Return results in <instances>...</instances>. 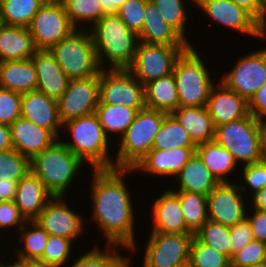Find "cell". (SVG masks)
<instances>
[{"instance_id": "1", "label": "cell", "mask_w": 266, "mask_h": 267, "mask_svg": "<svg viewBox=\"0 0 266 267\" xmlns=\"http://www.w3.org/2000/svg\"><path fill=\"white\" fill-rule=\"evenodd\" d=\"M132 169L93 170L91 195L92 219L101 229L106 244H117L133 252L137 249L135 239V210L131 193L124 180Z\"/></svg>"}, {"instance_id": "2", "label": "cell", "mask_w": 266, "mask_h": 267, "mask_svg": "<svg viewBox=\"0 0 266 267\" xmlns=\"http://www.w3.org/2000/svg\"><path fill=\"white\" fill-rule=\"evenodd\" d=\"M89 30L101 69H127L132 64L139 37L115 13L105 14Z\"/></svg>"}, {"instance_id": "3", "label": "cell", "mask_w": 266, "mask_h": 267, "mask_svg": "<svg viewBox=\"0 0 266 267\" xmlns=\"http://www.w3.org/2000/svg\"><path fill=\"white\" fill-rule=\"evenodd\" d=\"M62 127L72 137L71 142L62 143L78 156L85 164H90L93 170L113 169L114 157L109 155V137L105 134L96 113L69 120Z\"/></svg>"}, {"instance_id": "4", "label": "cell", "mask_w": 266, "mask_h": 267, "mask_svg": "<svg viewBox=\"0 0 266 267\" xmlns=\"http://www.w3.org/2000/svg\"><path fill=\"white\" fill-rule=\"evenodd\" d=\"M85 164L58 139L30 160V170L53 196L65 197L67 189ZM70 185V186H69Z\"/></svg>"}, {"instance_id": "5", "label": "cell", "mask_w": 266, "mask_h": 267, "mask_svg": "<svg viewBox=\"0 0 266 267\" xmlns=\"http://www.w3.org/2000/svg\"><path fill=\"white\" fill-rule=\"evenodd\" d=\"M167 115L147 107L137 112L134 121L119 138L120 146L114 158L115 169H133L138 164L152 149L155 135Z\"/></svg>"}, {"instance_id": "6", "label": "cell", "mask_w": 266, "mask_h": 267, "mask_svg": "<svg viewBox=\"0 0 266 267\" xmlns=\"http://www.w3.org/2000/svg\"><path fill=\"white\" fill-rule=\"evenodd\" d=\"M196 50L190 45L174 65L172 74L177 85L179 107H205L215 85L205 61Z\"/></svg>"}, {"instance_id": "7", "label": "cell", "mask_w": 266, "mask_h": 267, "mask_svg": "<svg viewBox=\"0 0 266 267\" xmlns=\"http://www.w3.org/2000/svg\"><path fill=\"white\" fill-rule=\"evenodd\" d=\"M50 52L70 80L95 76L101 71L91 32L85 26L73 30Z\"/></svg>"}, {"instance_id": "8", "label": "cell", "mask_w": 266, "mask_h": 267, "mask_svg": "<svg viewBox=\"0 0 266 267\" xmlns=\"http://www.w3.org/2000/svg\"><path fill=\"white\" fill-rule=\"evenodd\" d=\"M214 141L228 149L238 165L243 166V164H252L262 160L256 119L251 114L242 119L216 126Z\"/></svg>"}, {"instance_id": "9", "label": "cell", "mask_w": 266, "mask_h": 267, "mask_svg": "<svg viewBox=\"0 0 266 267\" xmlns=\"http://www.w3.org/2000/svg\"><path fill=\"white\" fill-rule=\"evenodd\" d=\"M28 29L36 50H50L76 28L60 0H46Z\"/></svg>"}, {"instance_id": "10", "label": "cell", "mask_w": 266, "mask_h": 267, "mask_svg": "<svg viewBox=\"0 0 266 267\" xmlns=\"http://www.w3.org/2000/svg\"><path fill=\"white\" fill-rule=\"evenodd\" d=\"M188 47L146 44L139 41L133 62L127 69L145 85L172 74L177 58Z\"/></svg>"}, {"instance_id": "11", "label": "cell", "mask_w": 266, "mask_h": 267, "mask_svg": "<svg viewBox=\"0 0 266 267\" xmlns=\"http://www.w3.org/2000/svg\"><path fill=\"white\" fill-rule=\"evenodd\" d=\"M99 103L145 108L144 85L128 69H101Z\"/></svg>"}, {"instance_id": "12", "label": "cell", "mask_w": 266, "mask_h": 267, "mask_svg": "<svg viewBox=\"0 0 266 267\" xmlns=\"http://www.w3.org/2000/svg\"><path fill=\"white\" fill-rule=\"evenodd\" d=\"M150 233L143 267H176L189 260L193 233Z\"/></svg>"}, {"instance_id": "13", "label": "cell", "mask_w": 266, "mask_h": 267, "mask_svg": "<svg viewBox=\"0 0 266 267\" xmlns=\"http://www.w3.org/2000/svg\"><path fill=\"white\" fill-rule=\"evenodd\" d=\"M99 103V74L69 80L66 91L57 100L59 119L65 122L94 113Z\"/></svg>"}, {"instance_id": "14", "label": "cell", "mask_w": 266, "mask_h": 267, "mask_svg": "<svg viewBox=\"0 0 266 267\" xmlns=\"http://www.w3.org/2000/svg\"><path fill=\"white\" fill-rule=\"evenodd\" d=\"M221 82L247 101L266 82V48L240 56Z\"/></svg>"}, {"instance_id": "15", "label": "cell", "mask_w": 266, "mask_h": 267, "mask_svg": "<svg viewBox=\"0 0 266 267\" xmlns=\"http://www.w3.org/2000/svg\"><path fill=\"white\" fill-rule=\"evenodd\" d=\"M235 182L219 183L207 195L209 220L226 226H233L246 218L248 201Z\"/></svg>"}, {"instance_id": "16", "label": "cell", "mask_w": 266, "mask_h": 267, "mask_svg": "<svg viewBox=\"0 0 266 267\" xmlns=\"http://www.w3.org/2000/svg\"><path fill=\"white\" fill-rule=\"evenodd\" d=\"M63 196L52 197L45 205L39 216L34 220L49 235L77 239L85 230L82 214L68 207Z\"/></svg>"}, {"instance_id": "17", "label": "cell", "mask_w": 266, "mask_h": 267, "mask_svg": "<svg viewBox=\"0 0 266 267\" xmlns=\"http://www.w3.org/2000/svg\"><path fill=\"white\" fill-rule=\"evenodd\" d=\"M195 5L204 11L205 15L221 25L261 38L256 26V20L243 8H240L231 0H197Z\"/></svg>"}, {"instance_id": "18", "label": "cell", "mask_w": 266, "mask_h": 267, "mask_svg": "<svg viewBox=\"0 0 266 267\" xmlns=\"http://www.w3.org/2000/svg\"><path fill=\"white\" fill-rule=\"evenodd\" d=\"M21 117L49 130L57 139L61 138L62 123L59 119L57 100L38 90L22 94Z\"/></svg>"}, {"instance_id": "19", "label": "cell", "mask_w": 266, "mask_h": 267, "mask_svg": "<svg viewBox=\"0 0 266 267\" xmlns=\"http://www.w3.org/2000/svg\"><path fill=\"white\" fill-rule=\"evenodd\" d=\"M195 152L196 147L151 149L132 170L174 179Z\"/></svg>"}, {"instance_id": "20", "label": "cell", "mask_w": 266, "mask_h": 267, "mask_svg": "<svg viewBox=\"0 0 266 267\" xmlns=\"http://www.w3.org/2000/svg\"><path fill=\"white\" fill-rule=\"evenodd\" d=\"M206 107L215 127L242 119L249 114L248 101L228 89L221 81L212 87Z\"/></svg>"}, {"instance_id": "21", "label": "cell", "mask_w": 266, "mask_h": 267, "mask_svg": "<svg viewBox=\"0 0 266 267\" xmlns=\"http://www.w3.org/2000/svg\"><path fill=\"white\" fill-rule=\"evenodd\" d=\"M13 149L32 160L58 139L49 131L23 117L10 126Z\"/></svg>"}, {"instance_id": "22", "label": "cell", "mask_w": 266, "mask_h": 267, "mask_svg": "<svg viewBox=\"0 0 266 267\" xmlns=\"http://www.w3.org/2000/svg\"><path fill=\"white\" fill-rule=\"evenodd\" d=\"M153 225L151 232L192 233L186 226L178 195L173 189H167L155 199L152 205Z\"/></svg>"}, {"instance_id": "23", "label": "cell", "mask_w": 266, "mask_h": 267, "mask_svg": "<svg viewBox=\"0 0 266 267\" xmlns=\"http://www.w3.org/2000/svg\"><path fill=\"white\" fill-rule=\"evenodd\" d=\"M37 74L36 90L58 100L66 91L69 78L50 50H36L31 57Z\"/></svg>"}, {"instance_id": "24", "label": "cell", "mask_w": 266, "mask_h": 267, "mask_svg": "<svg viewBox=\"0 0 266 267\" xmlns=\"http://www.w3.org/2000/svg\"><path fill=\"white\" fill-rule=\"evenodd\" d=\"M139 41L146 44H157L167 46H190L171 25L162 17L158 8L151 0L146 2L144 21Z\"/></svg>"}, {"instance_id": "25", "label": "cell", "mask_w": 266, "mask_h": 267, "mask_svg": "<svg viewBox=\"0 0 266 267\" xmlns=\"http://www.w3.org/2000/svg\"><path fill=\"white\" fill-rule=\"evenodd\" d=\"M53 196L30 170L18 181L15 205L26 221L35 220Z\"/></svg>"}, {"instance_id": "26", "label": "cell", "mask_w": 266, "mask_h": 267, "mask_svg": "<svg viewBox=\"0 0 266 267\" xmlns=\"http://www.w3.org/2000/svg\"><path fill=\"white\" fill-rule=\"evenodd\" d=\"M35 51L28 27L0 25V62L30 59Z\"/></svg>"}, {"instance_id": "27", "label": "cell", "mask_w": 266, "mask_h": 267, "mask_svg": "<svg viewBox=\"0 0 266 267\" xmlns=\"http://www.w3.org/2000/svg\"><path fill=\"white\" fill-rule=\"evenodd\" d=\"M172 115L188 132L195 145L214 141L215 125L207 107H178Z\"/></svg>"}, {"instance_id": "28", "label": "cell", "mask_w": 266, "mask_h": 267, "mask_svg": "<svg viewBox=\"0 0 266 267\" xmlns=\"http://www.w3.org/2000/svg\"><path fill=\"white\" fill-rule=\"evenodd\" d=\"M174 178L179 188L173 191L195 192L206 196L219 184L196 152Z\"/></svg>"}, {"instance_id": "29", "label": "cell", "mask_w": 266, "mask_h": 267, "mask_svg": "<svg viewBox=\"0 0 266 267\" xmlns=\"http://www.w3.org/2000/svg\"><path fill=\"white\" fill-rule=\"evenodd\" d=\"M0 87L18 93L37 88V74L30 59L0 62Z\"/></svg>"}, {"instance_id": "30", "label": "cell", "mask_w": 266, "mask_h": 267, "mask_svg": "<svg viewBox=\"0 0 266 267\" xmlns=\"http://www.w3.org/2000/svg\"><path fill=\"white\" fill-rule=\"evenodd\" d=\"M196 153L219 183H230L227 176L239 165L228 149L211 141L196 145Z\"/></svg>"}, {"instance_id": "31", "label": "cell", "mask_w": 266, "mask_h": 267, "mask_svg": "<svg viewBox=\"0 0 266 267\" xmlns=\"http://www.w3.org/2000/svg\"><path fill=\"white\" fill-rule=\"evenodd\" d=\"M147 108L172 114L179 107L177 85L173 74L144 85Z\"/></svg>"}, {"instance_id": "32", "label": "cell", "mask_w": 266, "mask_h": 267, "mask_svg": "<svg viewBox=\"0 0 266 267\" xmlns=\"http://www.w3.org/2000/svg\"><path fill=\"white\" fill-rule=\"evenodd\" d=\"M141 109L143 108H130L122 104L108 105L98 103L95 113L105 134L109 138L112 134H117L119 136L118 138H120L134 121L137 112Z\"/></svg>"}, {"instance_id": "33", "label": "cell", "mask_w": 266, "mask_h": 267, "mask_svg": "<svg viewBox=\"0 0 266 267\" xmlns=\"http://www.w3.org/2000/svg\"><path fill=\"white\" fill-rule=\"evenodd\" d=\"M121 247L128 249L117 244H107L101 250L100 247L94 246L87 253L85 251V254L78 255L76 261L70 266L66 264V267H130V257L123 256L118 251Z\"/></svg>"}, {"instance_id": "34", "label": "cell", "mask_w": 266, "mask_h": 267, "mask_svg": "<svg viewBox=\"0 0 266 267\" xmlns=\"http://www.w3.org/2000/svg\"><path fill=\"white\" fill-rule=\"evenodd\" d=\"M46 0H0L1 23L28 27Z\"/></svg>"}, {"instance_id": "35", "label": "cell", "mask_w": 266, "mask_h": 267, "mask_svg": "<svg viewBox=\"0 0 266 267\" xmlns=\"http://www.w3.org/2000/svg\"><path fill=\"white\" fill-rule=\"evenodd\" d=\"M180 200L187 228L195 234L209 220L207 196L188 191H174Z\"/></svg>"}, {"instance_id": "36", "label": "cell", "mask_w": 266, "mask_h": 267, "mask_svg": "<svg viewBox=\"0 0 266 267\" xmlns=\"http://www.w3.org/2000/svg\"><path fill=\"white\" fill-rule=\"evenodd\" d=\"M179 147H196V145L179 121L172 114H168L155 135L152 149L168 150Z\"/></svg>"}, {"instance_id": "37", "label": "cell", "mask_w": 266, "mask_h": 267, "mask_svg": "<svg viewBox=\"0 0 266 267\" xmlns=\"http://www.w3.org/2000/svg\"><path fill=\"white\" fill-rule=\"evenodd\" d=\"M28 224L31 227H27ZM20 231L18 242L23 248L21 247L15 252L16 254L14 255L17 256L15 258L41 259L49 234L34 220L26 221Z\"/></svg>"}, {"instance_id": "38", "label": "cell", "mask_w": 266, "mask_h": 267, "mask_svg": "<svg viewBox=\"0 0 266 267\" xmlns=\"http://www.w3.org/2000/svg\"><path fill=\"white\" fill-rule=\"evenodd\" d=\"M65 8L66 14L69 17L72 25L75 28L79 27L80 23L85 22L91 24L92 27L96 22L100 20L106 13L102 10V7L98 0H60Z\"/></svg>"}, {"instance_id": "39", "label": "cell", "mask_w": 266, "mask_h": 267, "mask_svg": "<svg viewBox=\"0 0 266 267\" xmlns=\"http://www.w3.org/2000/svg\"><path fill=\"white\" fill-rule=\"evenodd\" d=\"M202 243L213 247L231 260L230 227L207 220L194 234Z\"/></svg>"}, {"instance_id": "40", "label": "cell", "mask_w": 266, "mask_h": 267, "mask_svg": "<svg viewBox=\"0 0 266 267\" xmlns=\"http://www.w3.org/2000/svg\"><path fill=\"white\" fill-rule=\"evenodd\" d=\"M160 11L164 20L171 25L188 43L186 37L187 9L186 0H151ZM187 6V7H186Z\"/></svg>"}, {"instance_id": "41", "label": "cell", "mask_w": 266, "mask_h": 267, "mask_svg": "<svg viewBox=\"0 0 266 267\" xmlns=\"http://www.w3.org/2000/svg\"><path fill=\"white\" fill-rule=\"evenodd\" d=\"M189 260L195 267H231V260L226 255L202 243L195 235L190 245Z\"/></svg>"}, {"instance_id": "42", "label": "cell", "mask_w": 266, "mask_h": 267, "mask_svg": "<svg viewBox=\"0 0 266 267\" xmlns=\"http://www.w3.org/2000/svg\"><path fill=\"white\" fill-rule=\"evenodd\" d=\"M30 171V160L15 149L0 152V179L19 181Z\"/></svg>"}, {"instance_id": "43", "label": "cell", "mask_w": 266, "mask_h": 267, "mask_svg": "<svg viewBox=\"0 0 266 267\" xmlns=\"http://www.w3.org/2000/svg\"><path fill=\"white\" fill-rule=\"evenodd\" d=\"M72 242L68 238L49 235L40 260L55 267H65L64 265L70 261Z\"/></svg>"}, {"instance_id": "44", "label": "cell", "mask_w": 266, "mask_h": 267, "mask_svg": "<svg viewBox=\"0 0 266 267\" xmlns=\"http://www.w3.org/2000/svg\"><path fill=\"white\" fill-rule=\"evenodd\" d=\"M148 0H126L115 13L127 27L139 35L143 28L144 11Z\"/></svg>"}, {"instance_id": "45", "label": "cell", "mask_w": 266, "mask_h": 267, "mask_svg": "<svg viewBox=\"0 0 266 267\" xmlns=\"http://www.w3.org/2000/svg\"><path fill=\"white\" fill-rule=\"evenodd\" d=\"M266 262V243L252 240L231 258V267H245Z\"/></svg>"}, {"instance_id": "46", "label": "cell", "mask_w": 266, "mask_h": 267, "mask_svg": "<svg viewBox=\"0 0 266 267\" xmlns=\"http://www.w3.org/2000/svg\"><path fill=\"white\" fill-rule=\"evenodd\" d=\"M242 177L244 184L239 185L240 190L245 194L251 188L252 196L266 188V162L260 160L258 162L242 166ZM247 189V190H246Z\"/></svg>"}, {"instance_id": "47", "label": "cell", "mask_w": 266, "mask_h": 267, "mask_svg": "<svg viewBox=\"0 0 266 267\" xmlns=\"http://www.w3.org/2000/svg\"><path fill=\"white\" fill-rule=\"evenodd\" d=\"M22 94L0 87V123L10 126L21 117Z\"/></svg>"}, {"instance_id": "48", "label": "cell", "mask_w": 266, "mask_h": 267, "mask_svg": "<svg viewBox=\"0 0 266 267\" xmlns=\"http://www.w3.org/2000/svg\"><path fill=\"white\" fill-rule=\"evenodd\" d=\"M26 219L19 212L14 201L0 202V230L5 231L12 227L19 230L24 226ZM1 234V232H0Z\"/></svg>"}, {"instance_id": "49", "label": "cell", "mask_w": 266, "mask_h": 267, "mask_svg": "<svg viewBox=\"0 0 266 267\" xmlns=\"http://www.w3.org/2000/svg\"><path fill=\"white\" fill-rule=\"evenodd\" d=\"M231 258L250 241L254 240L251 226L245 218L243 221L230 226Z\"/></svg>"}, {"instance_id": "50", "label": "cell", "mask_w": 266, "mask_h": 267, "mask_svg": "<svg viewBox=\"0 0 266 267\" xmlns=\"http://www.w3.org/2000/svg\"><path fill=\"white\" fill-rule=\"evenodd\" d=\"M253 210V214L246 213V219L248 220L254 240L266 243V210Z\"/></svg>"}, {"instance_id": "51", "label": "cell", "mask_w": 266, "mask_h": 267, "mask_svg": "<svg viewBox=\"0 0 266 267\" xmlns=\"http://www.w3.org/2000/svg\"><path fill=\"white\" fill-rule=\"evenodd\" d=\"M248 111L255 119L266 117V82L248 100Z\"/></svg>"}, {"instance_id": "52", "label": "cell", "mask_w": 266, "mask_h": 267, "mask_svg": "<svg viewBox=\"0 0 266 267\" xmlns=\"http://www.w3.org/2000/svg\"><path fill=\"white\" fill-rule=\"evenodd\" d=\"M18 181L0 179V202L14 201Z\"/></svg>"}, {"instance_id": "53", "label": "cell", "mask_w": 266, "mask_h": 267, "mask_svg": "<svg viewBox=\"0 0 266 267\" xmlns=\"http://www.w3.org/2000/svg\"><path fill=\"white\" fill-rule=\"evenodd\" d=\"M240 8L247 11L255 20H257L262 10V0H231Z\"/></svg>"}, {"instance_id": "54", "label": "cell", "mask_w": 266, "mask_h": 267, "mask_svg": "<svg viewBox=\"0 0 266 267\" xmlns=\"http://www.w3.org/2000/svg\"><path fill=\"white\" fill-rule=\"evenodd\" d=\"M256 125L259 134V147L261 159L266 162V117L256 119Z\"/></svg>"}, {"instance_id": "55", "label": "cell", "mask_w": 266, "mask_h": 267, "mask_svg": "<svg viewBox=\"0 0 266 267\" xmlns=\"http://www.w3.org/2000/svg\"><path fill=\"white\" fill-rule=\"evenodd\" d=\"M13 148L10 127L0 123V152Z\"/></svg>"}, {"instance_id": "56", "label": "cell", "mask_w": 266, "mask_h": 267, "mask_svg": "<svg viewBox=\"0 0 266 267\" xmlns=\"http://www.w3.org/2000/svg\"><path fill=\"white\" fill-rule=\"evenodd\" d=\"M126 0H98L106 14L116 13Z\"/></svg>"}, {"instance_id": "57", "label": "cell", "mask_w": 266, "mask_h": 267, "mask_svg": "<svg viewBox=\"0 0 266 267\" xmlns=\"http://www.w3.org/2000/svg\"><path fill=\"white\" fill-rule=\"evenodd\" d=\"M257 30L263 39L266 36V0H262V10L256 20Z\"/></svg>"}, {"instance_id": "58", "label": "cell", "mask_w": 266, "mask_h": 267, "mask_svg": "<svg viewBox=\"0 0 266 267\" xmlns=\"http://www.w3.org/2000/svg\"><path fill=\"white\" fill-rule=\"evenodd\" d=\"M251 204V208L257 210H266V188L252 196Z\"/></svg>"}, {"instance_id": "59", "label": "cell", "mask_w": 266, "mask_h": 267, "mask_svg": "<svg viewBox=\"0 0 266 267\" xmlns=\"http://www.w3.org/2000/svg\"><path fill=\"white\" fill-rule=\"evenodd\" d=\"M14 263L18 267H55L40 259H16Z\"/></svg>"}, {"instance_id": "60", "label": "cell", "mask_w": 266, "mask_h": 267, "mask_svg": "<svg viewBox=\"0 0 266 267\" xmlns=\"http://www.w3.org/2000/svg\"><path fill=\"white\" fill-rule=\"evenodd\" d=\"M176 267H195V265L190 260H187Z\"/></svg>"}, {"instance_id": "61", "label": "cell", "mask_w": 266, "mask_h": 267, "mask_svg": "<svg viewBox=\"0 0 266 267\" xmlns=\"http://www.w3.org/2000/svg\"><path fill=\"white\" fill-rule=\"evenodd\" d=\"M245 267H266V262L258 263V264H253L250 266H245Z\"/></svg>"}, {"instance_id": "62", "label": "cell", "mask_w": 266, "mask_h": 267, "mask_svg": "<svg viewBox=\"0 0 266 267\" xmlns=\"http://www.w3.org/2000/svg\"><path fill=\"white\" fill-rule=\"evenodd\" d=\"M5 263L0 261V267H8V262H5Z\"/></svg>"}, {"instance_id": "63", "label": "cell", "mask_w": 266, "mask_h": 267, "mask_svg": "<svg viewBox=\"0 0 266 267\" xmlns=\"http://www.w3.org/2000/svg\"><path fill=\"white\" fill-rule=\"evenodd\" d=\"M8 267H18L15 263H14V261L12 262V264H11V262L10 263H8Z\"/></svg>"}]
</instances>
